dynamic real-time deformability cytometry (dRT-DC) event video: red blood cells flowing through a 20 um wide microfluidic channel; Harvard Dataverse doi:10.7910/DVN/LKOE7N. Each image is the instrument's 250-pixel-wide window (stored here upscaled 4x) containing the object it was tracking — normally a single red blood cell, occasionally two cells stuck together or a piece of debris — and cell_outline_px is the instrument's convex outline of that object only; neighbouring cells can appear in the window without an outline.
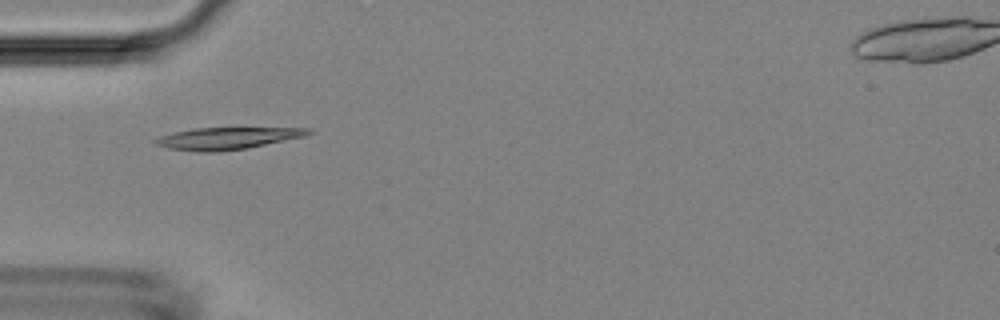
{"species": "Egyptian fruit bat (a non-hibernating species)", "species_latin": "Rousettus aegyptiacus", "temperature_condition": "room temperature", "stored_images_in_passage": 2, "camera_frame_rate_fps": 3000, "um_per_image_px": 0.085, "animal": {"sex": "female"}, "frame": {"image": 1, "passage_image": 1, "time_ms": 0.0, "image_size_px": [1000, 320], "cell_outline_px": [[316, 132], [308, 136], [248, 148], [220, 152], [196, 152], [168, 148], [156, 144], [152, 140], [160, 136], [192, 128], [312, 128]], "centroid_in_image_um": [19.39, 11.76], "position_along_channel_um": 65.6, "area_um2": 19.88}}